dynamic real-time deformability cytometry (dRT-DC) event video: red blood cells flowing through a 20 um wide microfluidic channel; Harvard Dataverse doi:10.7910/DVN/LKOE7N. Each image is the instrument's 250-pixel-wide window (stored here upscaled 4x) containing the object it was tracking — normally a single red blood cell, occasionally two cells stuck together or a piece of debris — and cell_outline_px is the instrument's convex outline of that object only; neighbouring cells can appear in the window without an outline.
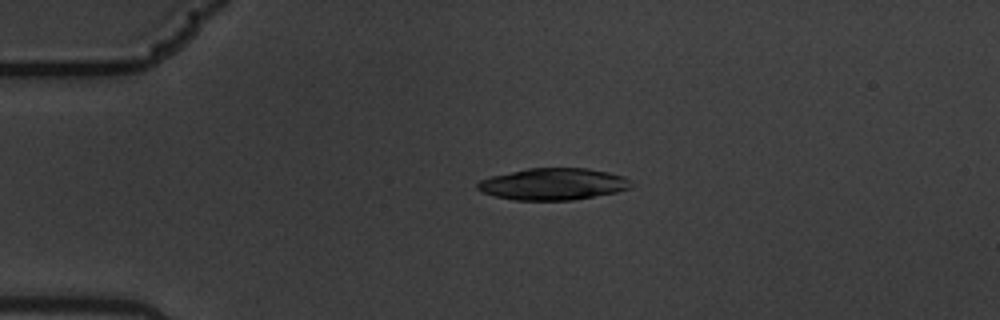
{"species": "common noctule bat (a hibernating species)", "species_latin": "Nyctalus noctula", "temperature_condition": "warm", "stored_images_in_passage": 2, "camera_frame_rate_fps": 3000, "um_per_image_px": 0.085, "animal": {"sex": "male", "body_mass_g": 19.5, "forearm_length_mm": 54.6}, "frame": {"image": 1, "passage_image": 1, "time_ms": 0.0, "image_size_px": [1000, 320], "cell_outline_px": [[636, 184], [632, 188], [616, 192], [572, 200], [516, 200], [496, 196], [480, 192], [476, 188], [476, 184], [480, 180], [492, 176], [528, 168], [588, 168], [608, 172], [624, 176], [632, 180]], "centroid_in_image_um": [47.07, 15.64], "position_along_channel_um": 37.9, "area_um2": 28.61}}